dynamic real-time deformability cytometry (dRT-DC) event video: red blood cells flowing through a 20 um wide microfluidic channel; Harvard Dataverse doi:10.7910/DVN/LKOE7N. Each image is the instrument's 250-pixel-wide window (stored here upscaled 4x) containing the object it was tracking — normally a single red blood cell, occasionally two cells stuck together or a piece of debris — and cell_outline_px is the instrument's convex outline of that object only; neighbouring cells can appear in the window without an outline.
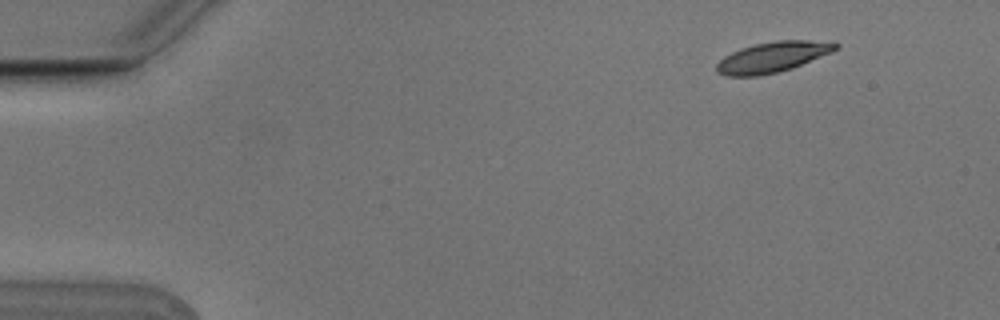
{"species": "Egyptian fruit bat (a non-hibernating species)", "species_latin": "Rousettus aegyptiacus", "temperature_condition": "cold", "stored_images_in_passage": 5, "camera_frame_rate_fps": 3000, "um_per_image_px": 0.085, "animal": {"sex": "male"}, "frame": {"image": 1, "passage_image": 1, "time_ms": 0.0, "image_size_px": [1000, 320], "cell_outline_px": [[840, 48], [832, 52], [792, 68], [760, 76], [728, 76], [716, 72], [716, 64], [724, 56], [740, 48], [756, 44], [776, 40], [808, 40], [840, 44]], "centroid_in_image_um": [65.65, 4.85], "position_along_channel_um": 19.3, "area_um2": 21.04}}
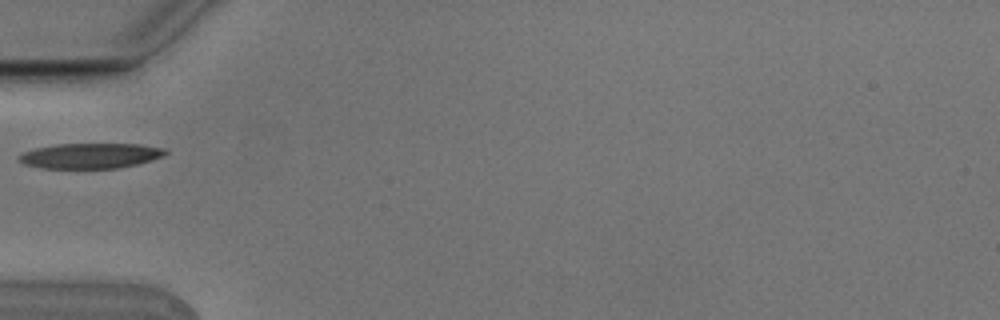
{"frame": {"image": 2, "passage_image": 4, "time_ms": 1.0, "image_size_px": [1000, 320], "cell_outline_px": [[168, 152], [164, 156], [136, 164], [116, 168], [40, 168], [24, 164], [16, 160], [16, 156], [20, 152], [36, 148], [56, 144], [140, 144], [164, 148]], "centroid_in_image_um": [7.61, 13.23], "position_along_channel_um": 77.4, "area_um2": 21.68}}